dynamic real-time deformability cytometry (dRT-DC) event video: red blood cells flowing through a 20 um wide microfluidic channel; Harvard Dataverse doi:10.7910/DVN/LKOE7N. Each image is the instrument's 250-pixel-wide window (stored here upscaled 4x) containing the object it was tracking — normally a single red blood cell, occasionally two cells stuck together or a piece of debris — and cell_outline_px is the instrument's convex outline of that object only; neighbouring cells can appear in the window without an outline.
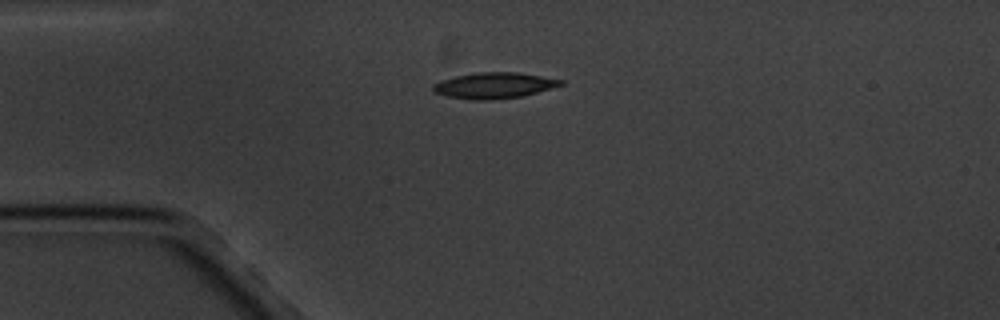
{"species": "common noctule bat (a hibernating species)", "species_latin": "Nyctalus noctula", "temperature_condition": "cold", "stored_images_in_passage": 5, "camera_frame_rate_fps": 3000, "um_per_image_px": 0.085, "animal": {"sex": "male", "body_mass_g": 20.1, "forearm_length_mm": 53.5}, "frame": {"image": 1, "passage_image": 5, "time_ms": 5.333, "image_size_px": [1000, 320], "cell_outline_px": [[564, 84], [536, 92], [520, 96], [492, 100], [472, 100], [448, 96], [436, 92], [432, 88], [432, 84], [440, 80], [456, 76], [476, 72], [520, 72], [564, 80]], "centroid_in_image_um": [41.99, 7.25], "position_along_channel_um": 43.0, "area_um2": 19.19}}